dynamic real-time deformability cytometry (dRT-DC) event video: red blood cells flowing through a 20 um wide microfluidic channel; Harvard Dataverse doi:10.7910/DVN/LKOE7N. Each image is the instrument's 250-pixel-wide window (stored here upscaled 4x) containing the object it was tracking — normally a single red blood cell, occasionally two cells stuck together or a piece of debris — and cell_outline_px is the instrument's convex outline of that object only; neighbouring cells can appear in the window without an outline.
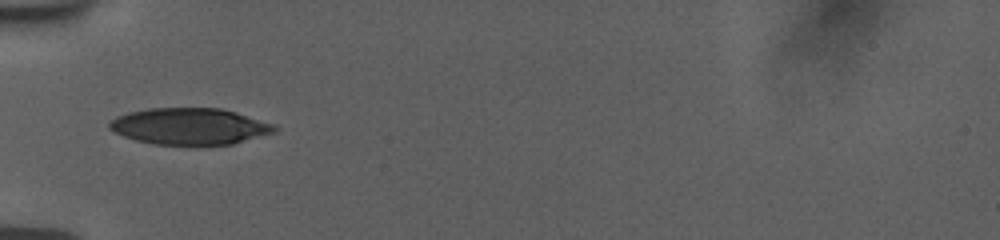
{"species": "human", "species_latin": "Homo sapiens", "temperature_condition": "room temperature", "stored_images_in_passage": 65, "camera_frame_rate_fps": 3000, "um_per_image_px": 0.085, "donor": {"sex": "female"}, "frame": {"image": 1, "passage_image": 1, "time_ms": 0.0, "image_size_px": [1000, 240], "cell_outline_px": [[276, 132], [232, 144], [192, 148], [152, 144], [136, 140], [124, 136], [108, 128], [108, 124], [116, 116], [128, 112], [148, 108], [220, 108], [276, 124]], "centroid_in_image_um": [16.12, 10.78], "position_along_channel_um": 68.9, "area_um2": 36.07}}
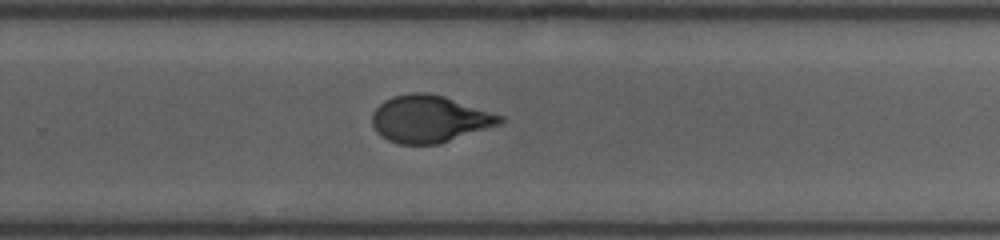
{"frame": {"image": 2, "passage_image": 35, "time_ms": 6.0, "image_size_px": [1000, 240], "cell_outline_px": [[504, 120], [500, 124], [440, 144], [400, 144], [388, 140], [376, 132], [372, 124], [372, 112], [384, 100], [392, 96], [412, 92], [428, 92], [444, 96], [504, 116]], "centroid_in_image_um": [36.49, 10.1], "position_along_channel_um": 293.3, "area_um2": 35.14}}
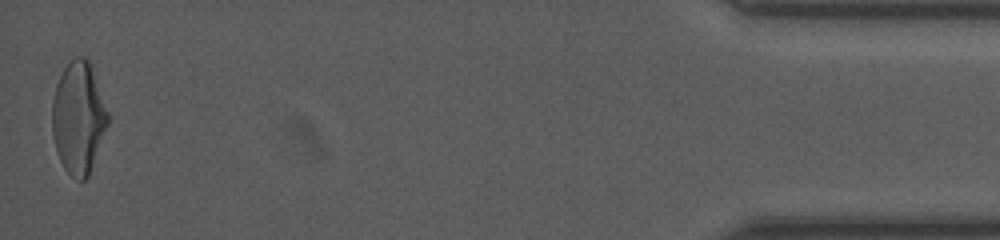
{"frame": {"image": 3, "passage_image": 64, "time_ms": 11.667, "image_size_px": [1000, 240], "cell_outline_px": [[112, 116], [88, 176], [84, 180], [80, 180], [72, 176], [64, 168], [56, 152], [52, 136], [52, 100], [56, 84], [64, 68], [76, 56], [88, 56]], "centroid_in_image_um": [6.7, 9.97], "position_along_channel_um": 428.5, "area_um2": 37.11}, "authors_computed_cell_mechanics": {"area_um2": 35.836, "velocity_mm_per_s": 3.7741, "shape_relaxation_time_tau1_ms": 6.6209, "shape_relaxation_time_tau2_ms": null, "deformation_change_tau1": 0.1973, "deformation_change_tau2": null}}